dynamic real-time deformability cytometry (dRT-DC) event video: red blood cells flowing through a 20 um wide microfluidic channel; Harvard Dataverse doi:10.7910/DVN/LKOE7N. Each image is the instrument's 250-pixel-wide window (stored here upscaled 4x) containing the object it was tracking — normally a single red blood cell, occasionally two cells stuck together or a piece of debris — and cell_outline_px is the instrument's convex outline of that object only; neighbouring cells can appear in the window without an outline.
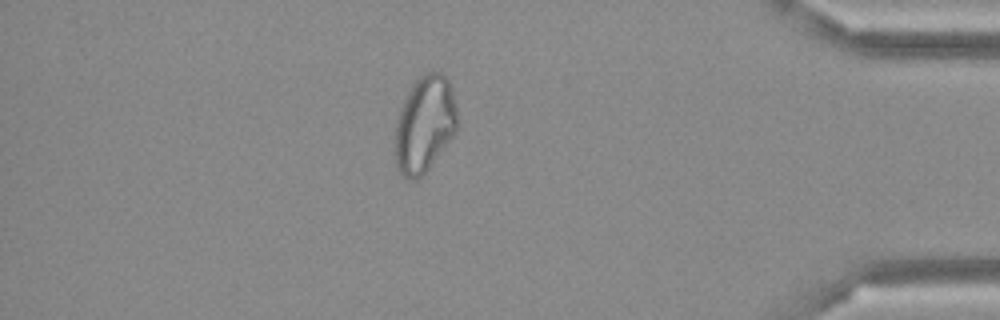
{"species": "Egyptian fruit bat (a non-hibernating species)", "species_latin": "Rousettus aegyptiacus", "temperature_condition": "cold", "stored_images_in_passage": 48, "camera_frame_rate_fps": 3000, "um_per_image_px": 0.085, "frame": {"image": 1, "passage_image": 41, "time_ms": 13.333, "image_size_px": [1000, 320], "cell_outline_px": [[460, 124], [456, 132], [428, 168], [416, 180], [412, 180], [404, 176], [396, 168], [396, 120], [400, 108], [408, 92], [416, 80], [424, 72], [444, 72], [448, 76], [456, 104]], "centroid_in_image_um": [36.13, 10.51], "position_along_channel_um": 399.1, "area_um2": 35.08}}